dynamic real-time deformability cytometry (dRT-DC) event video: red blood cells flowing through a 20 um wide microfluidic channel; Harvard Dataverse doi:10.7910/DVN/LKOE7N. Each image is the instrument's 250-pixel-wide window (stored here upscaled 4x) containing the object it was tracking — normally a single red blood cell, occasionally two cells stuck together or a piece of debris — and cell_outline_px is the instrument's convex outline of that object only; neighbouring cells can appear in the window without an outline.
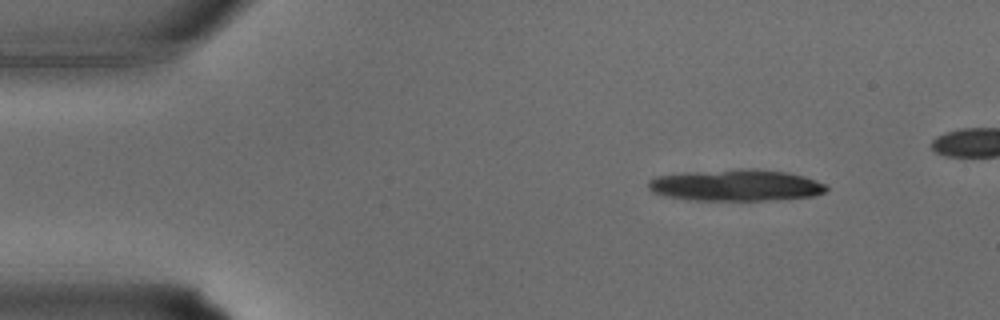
{"species": "common noctule bat (a hibernating species)", "species_latin": "Nyctalus noctula", "temperature_condition": "warm", "stored_images_in_passage": 28, "camera_frame_rate_fps": 3000, "um_per_image_px": 0.085, "animal": {"sex": "male", "body_mass_g": 15.6}, "frame": {"image": 1, "passage_image": 1, "time_ms": 0.0, "image_size_px": [1000, 320], "cell_outline_px": [[828, 188], [824, 192], [812, 196], [764, 200], [684, 200], [664, 196], [652, 192], [648, 188], [648, 180], [656, 176], [684, 172], [740, 168], [756, 168], [788, 172], [804, 176], [816, 180], [824, 184]], "centroid_in_image_um": [62.49, 15.73], "position_along_channel_um": 22.5, "area_um2": 33.06}}
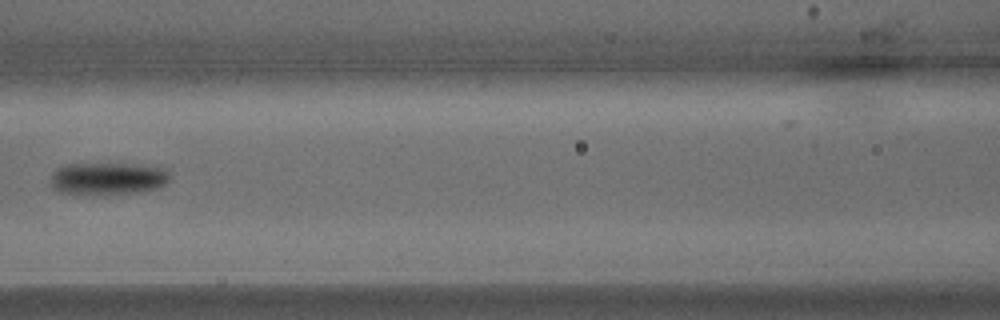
{"frame": {"image": 2, "passage_image": 12, "time_ms": 3.667, "image_size_px": [1000, 320], "cell_outline_px": [[168, 180], [164, 184], [156, 188], [140, 192], [104, 196], [72, 196], [60, 192], [52, 188], [52, 172], [56, 168], [68, 164], [124, 164], [168, 168]], "centroid_in_image_um": [9.09, 15.23], "position_along_channel_um": 157.5, "area_um2": 23.12}}
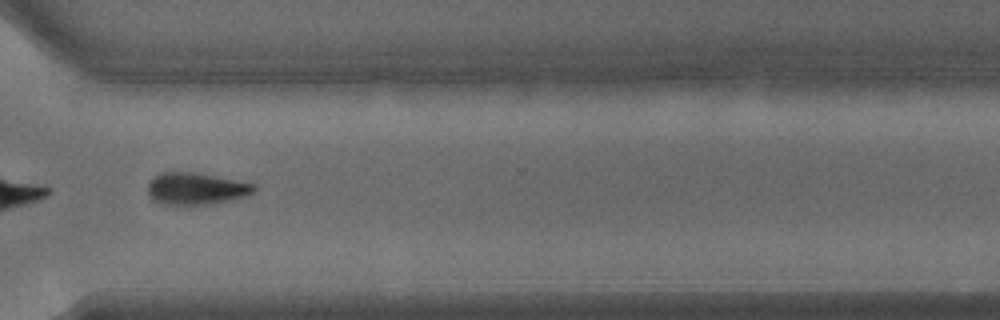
{"frame": {"image": 3, "passage_image": 22, "time_ms": 7.0, "image_size_px": [1000, 320], "cell_outline_px": [[256, 188], [252, 192], [244, 196], [228, 200], [208, 204], [164, 204], [156, 200], [148, 192], [148, 180], [152, 176], [160, 172], [192, 172], [236, 180], [256, 184]], "centroid_in_image_um": [16.63, 16.01], "position_along_channel_um": 354.0, "area_um2": 19.42}}